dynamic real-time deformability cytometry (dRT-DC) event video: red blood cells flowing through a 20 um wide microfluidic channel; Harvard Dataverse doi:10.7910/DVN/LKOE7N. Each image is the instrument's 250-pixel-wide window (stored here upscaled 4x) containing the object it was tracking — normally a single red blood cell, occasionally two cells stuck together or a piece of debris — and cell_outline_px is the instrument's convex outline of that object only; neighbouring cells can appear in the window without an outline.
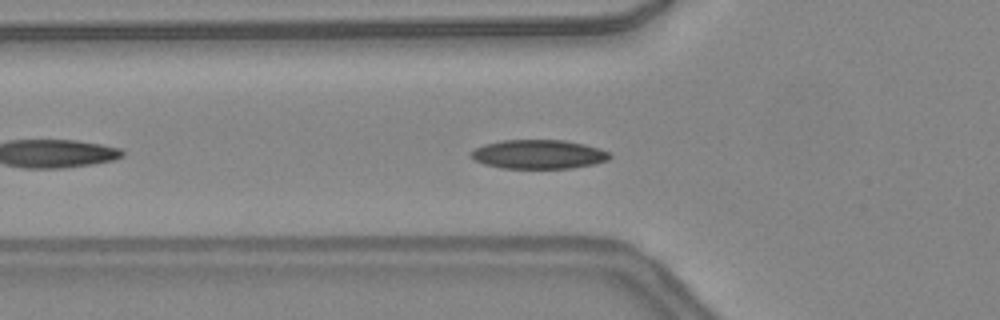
{"species": "common noctule bat (a hibernating species)", "species_latin": "Nyctalus noctula", "temperature_condition": "warm", "stored_images_in_passage": 25, "camera_frame_rate_fps": 3000, "um_per_image_px": 0.085, "animal": {"sex": "female", "body_mass_g": 24.6, "forearm_length_mm": 56.2}, "frame": {"image": 1, "passage_image": 4, "time_ms": 1.0, "image_size_px": [1000, 320], "cell_outline_px": [[612, 156], [608, 160], [596, 164], [572, 168], [500, 168], [484, 164], [476, 160], [468, 152], [484, 144], [500, 140], [564, 140], [584, 144], [600, 148], [608, 152]], "centroid_in_image_um": [45.79, 13.11], "position_along_channel_um": 80.0, "area_um2": 23.58}}
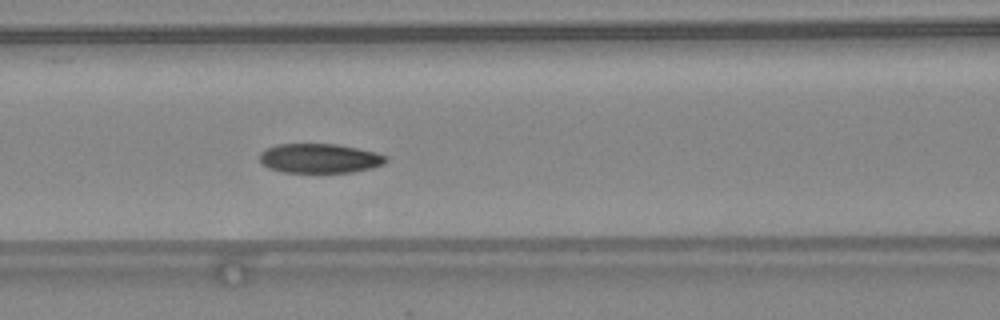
{"frame": {"image": 2, "passage_image": 8, "time_ms": 2.333, "image_size_px": [1000, 320], "cell_outline_px": [[388, 160], [384, 164], [372, 168], [352, 172], [284, 172], [268, 168], [260, 160], [260, 152], [264, 148], [276, 144], [336, 144], [376, 152], [388, 156]], "centroid_in_image_um": [27.17, 13.45], "position_along_channel_um": 139.4, "area_um2": 21.73}}